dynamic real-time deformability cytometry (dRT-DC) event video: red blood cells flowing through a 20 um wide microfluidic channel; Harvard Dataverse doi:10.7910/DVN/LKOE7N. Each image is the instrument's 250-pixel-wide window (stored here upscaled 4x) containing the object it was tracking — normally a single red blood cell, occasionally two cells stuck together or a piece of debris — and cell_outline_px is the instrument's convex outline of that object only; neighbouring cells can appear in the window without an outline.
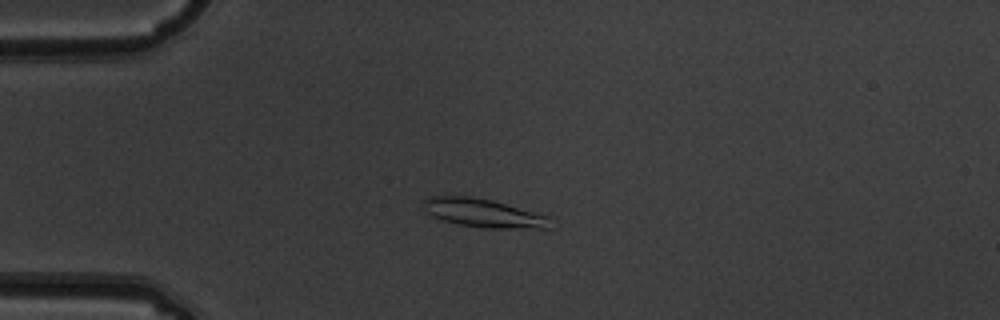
{"species": "common noctule bat (a hibernating species)", "species_latin": "Nyctalus noctula", "temperature_condition": "warm", "stored_images_in_passage": 6, "camera_frame_rate_fps": 3000, "um_per_image_px": 0.085, "animal": {"sex": "male", "body_mass_g": 19.5, "forearm_length_mm": 54.6}, "frame": {"image": 1, "passage_image": 4, "time_ms": 1.0, "image_size_px": [1000, 320], "cell_outline_px": [[552, 228], [484, 228], [460, 224], [444, 220], [432, 216], [420, 204], [428, 196], [472, 196], [492, 200], [552, 216]], "centroid_in_image_um": [41.15, 18.1], "position_along_channel_um": 43.8, "area_um2": 21.33}}